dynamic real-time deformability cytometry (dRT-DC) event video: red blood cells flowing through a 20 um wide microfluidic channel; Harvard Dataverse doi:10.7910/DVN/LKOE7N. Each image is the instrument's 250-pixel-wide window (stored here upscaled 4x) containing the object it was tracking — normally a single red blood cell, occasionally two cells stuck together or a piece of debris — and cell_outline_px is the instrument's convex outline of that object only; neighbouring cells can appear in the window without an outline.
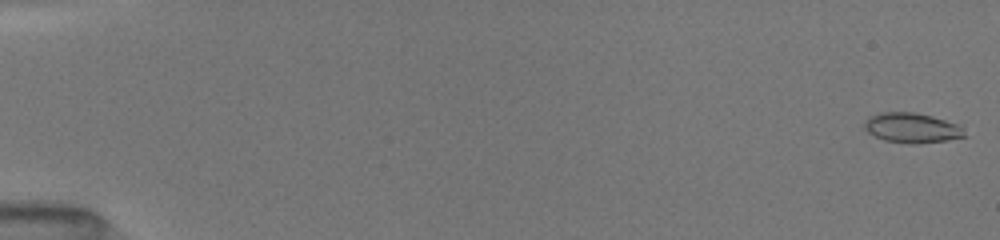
{"species": "common noctule bat (a hibernating species)", "species_latin": "Nyctalus noctula", "temperature_condition": "room temperature", "stored_images_in_passage": 43, "camera_frame_rate_fps": 3000, "um_per_image_px": 0.085, "animal": {"sex": "female", "body_mass_g": 19.5, "forearm_length_mm": 54.1}, "frame": {"image": 1, "passage_image": 1, "time_ms": 0.0, "image_size_px": [1000, 240], "cell_outline_px": [[968, 136], [948, 140], [916, 144], [908, 144], [884, 140], [868, 132], [864, 128], [864, 120], [868, 116], [880, 112], [912, 112], [932, 116], [956, 124]], "centroid_in_image_um": [77.46, 10.87], "position_along_channel_um": 7.5, "area_um2": 17.46}}
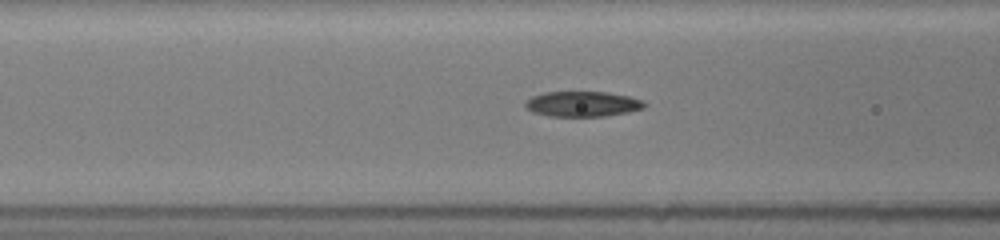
{"frame": {"image": 2, "passage_image": 19, "time_ms": 7.0, "image_size_px": [1000, 240], "cell_outline_px": [[648, 104], [644, 108], [628, 112], [604, 116], [548, 116], [532, 112], [524, 104], [524, 100], [532, 96], [544, 92], [608, 92], [628, 96], [644, 100]], "centroid_in_image_um": [49.52, 8.83], "position_along_channel_um": 117.1, "area_um2": 17.69}}
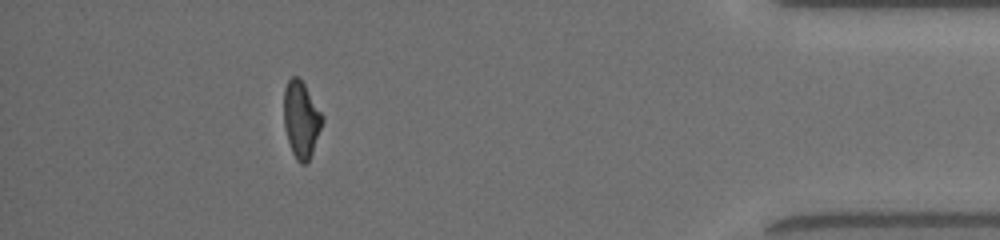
{"frame": {"image": 3, "passage_image": 38, "time_ms": 15.333, "image_size_px": [1000, 240], "cell_outline_px": [[324, 120], [312, 152], [308, 160], [304, 164], [300, 164], [296, 160], [292, 152], [284, 128], [284, 88], [288, 80], [292, 76], [296, 76], [304, 84], [324, 116]], "centroid_in_image_um": [25.59, 10.15], "position_along_channel_um": 409.6, "area_um2": 17.05}, "authors_computed_cell_mechanics": {"area_um2": 17.4556, "velocity_mm_per_s": 4.0631, "shape_relaxation_time_tau1_ms": 7.3191, "shape_relaxation_time_tau2_ms": 3.3587, "deformation_change_tau1": 0.2047, "deformation_change_tau2": 0.1118}}